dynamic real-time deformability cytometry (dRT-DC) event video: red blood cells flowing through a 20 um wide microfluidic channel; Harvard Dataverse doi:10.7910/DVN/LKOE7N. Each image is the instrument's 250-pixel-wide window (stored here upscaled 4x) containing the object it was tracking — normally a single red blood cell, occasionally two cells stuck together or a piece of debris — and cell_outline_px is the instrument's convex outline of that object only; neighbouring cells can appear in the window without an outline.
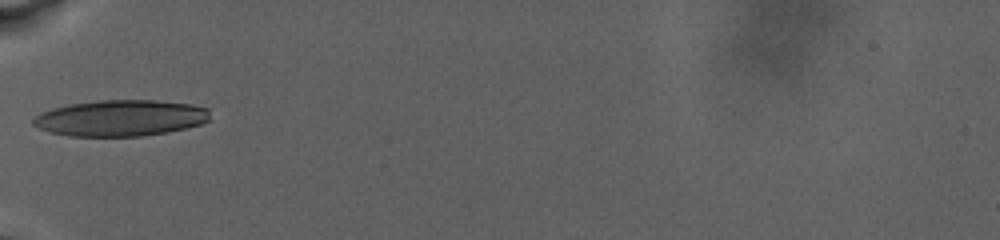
{"species": "human", "species_latin": "Homo sapiens", "temperature_condition": "warm", "stored_images_in_passage": 51, "camera_frame_rate_fps": 3000, "um_per_image_px": 0.085, "donor": {"sex": "male"}, "frame": {"image": 1, "passage_image": 1, "time_ms": 0.0, "image_size_px": [1000, 240], "cell_outline_px": [[208, 120], [200, 124], [184, 128], [144, 136], [68, 136], [36, 128], [32, 124], [32, 120], [40, 112], [52, 108], [68, 104], [96, 100], [156, 100], [192, 104], [208, 108]], "centroid_in_image_um": [10.19, 10.02], "position_along_channel_um": 74.8, "area_um2": 37.34}}
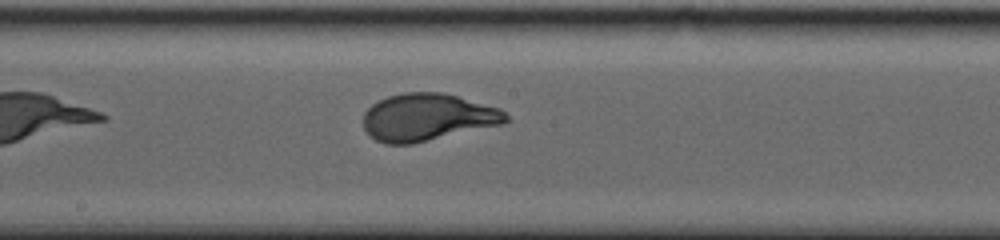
{"frame": {"image": 2, "passage_image": 32, "time_ms": 6.0, "image_size_px": [1000, 240], "cell_outline_px": [[508, 120], [500, 124], [412, 144], [384, 144], [368, 136], [364, 128], [364, 112], [372, 104], [388, 96], [404, 92], [444, 92], [500, 108], [508, 116]], "centroid_in_image_um": [36.29, 9.96], "position_along_channel_um": 211.9, "area_um2": 39.19}}
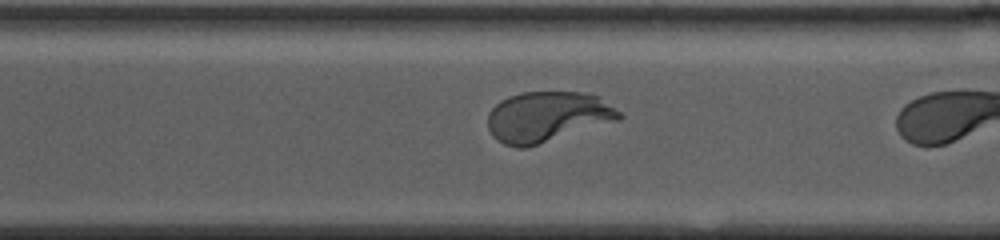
{"frame": {"image": 3, "passage_image": 49, "time_ms": 9.333, "image_size_px": [1000, 240], "cell_outline_px": [[624, 116], [620, 120], [524, 148], [516, 148], [504, 144], [496, 140], [492, 136], [488, 128], [488, 112], [496, 104], [508, 96], [520, 92], [580, 92], [596, 96], [620, 112]], "centroid_in_image_um": [46.49, 9.93], "position_along_channel_um": 324.1, "area_um2": 38.44}}